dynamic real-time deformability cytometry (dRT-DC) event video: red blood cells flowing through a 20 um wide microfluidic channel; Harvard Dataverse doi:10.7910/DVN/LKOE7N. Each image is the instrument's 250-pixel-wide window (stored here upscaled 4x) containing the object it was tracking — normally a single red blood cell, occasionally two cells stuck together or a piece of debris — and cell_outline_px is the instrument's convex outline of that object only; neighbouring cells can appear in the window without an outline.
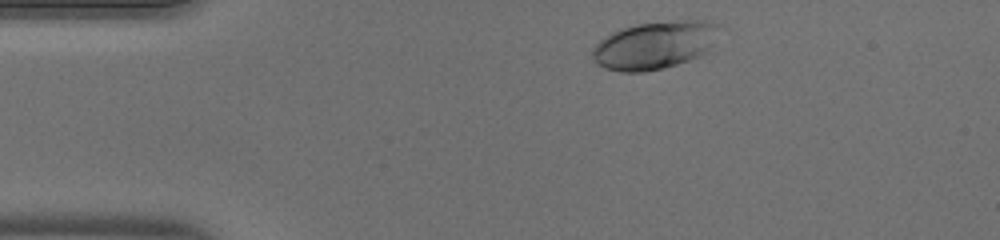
{"species": "human", "species_latin": "Homo sapiens", "temperature_condition": "warm", "stored_images_in_passage": 32, "camera_frame_rate_fps": 3000, "um_per_image_px": 0.085, "donor": {"sex": "male"}, "frame": {"image": 1, "passage_image": 2, "time_ms": 0.333, "image_size_px": [1000, 240], "cell_outline_px": [[720, 24], [708, 52], [688, 60], [664, 68], [644, 72], [620, 72], [604, 68], [596, 64], [592, 60], [592, 48], [604, 36], [620, 28], [636, 24], [680, 20], [704, 20]], "centroid_in_image_um": [55.59, 3.84], "position_along_channel_um": 29.4, "area_um2": 35.43}}
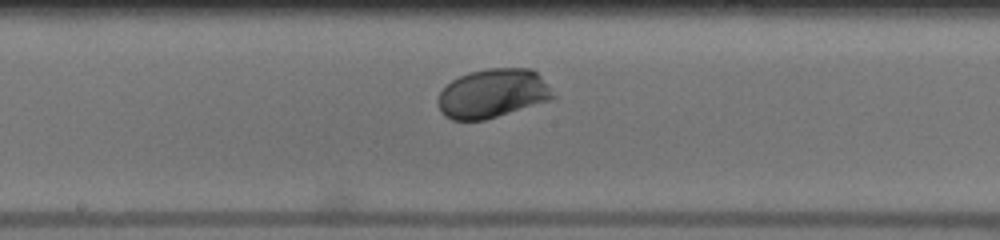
{"frame": {"image": 2, "passage_image": 18, "time_ms": 5.667, "image_size_px": [1000, 240], "cell_outline_px": [[560, 96], [548, 100], [484, 120], [452, 120], [444, 116], [440, 112], [436, 100], [440, 92], [452, 80], [468, 72], [488, 68], [532, 68]], "centroid_in_image_um": [41.88, 7.93], "position_along_channel_um": 206.3, "area_um2": 32.95}}
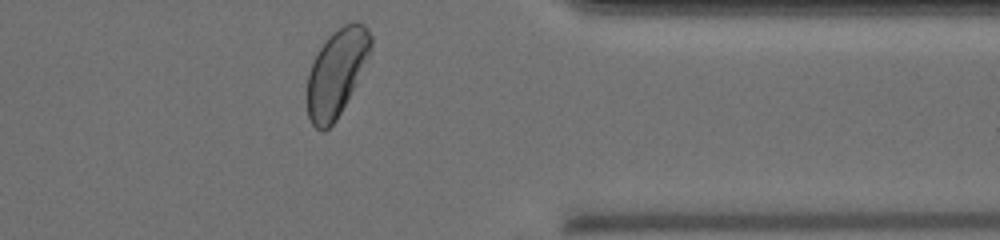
{"frame": {"image": 3, "passage_image": 31, "time_ms": 10.0, "image_size_px": [1000, 240], "cell_outline_px": [[372, 48], [336, 120], [324, 132], [320, 132], [312, 124], [308, 116], [308, 72], [324, 40], [332, 32], [344, 24], [356, 20], [364, 24], [368, 28], [372, 36]], "centroid_in_image_um": [28.6, 6.13], "position_along_channel_um": 382.8, "area_um2": 31.62}}